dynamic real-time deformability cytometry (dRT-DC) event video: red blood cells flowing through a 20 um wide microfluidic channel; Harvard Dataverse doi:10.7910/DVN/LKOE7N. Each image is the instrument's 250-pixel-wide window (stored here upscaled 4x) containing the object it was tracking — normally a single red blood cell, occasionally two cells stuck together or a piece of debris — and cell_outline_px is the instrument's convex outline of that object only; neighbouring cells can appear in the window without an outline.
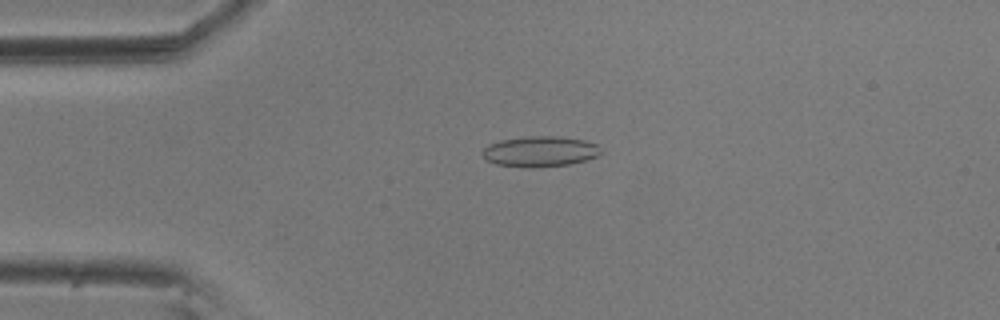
{"species": "common noctule bat (a hibernating species)", "species_latin": "Nyctalus noctula", "temperature_condition": "room temperature", "stored_images_in_passage": 56, "camera_frame_rate_fps": 3000, "um_per_image_px": 0.085, "animal": {"sex": "male", "body_mass_g": 20.5, "forearm_length_mm": 52.5}, "frame": {"image": 1, "passage_image": 13, "time_ms": 4.0, "image_size_px": [1000, 320], "cell_outline_px": [[604, 152], [596, 156], [584, 160], [568, 164], [532, 168], [524, 168], [496, 164], [488, 160], [480, 152], [488, 144], [500, 140], [524, 136], [556, 136], [584, 140], [596, 144]], "centroid_in_image_um": [45.87, 12.87], "position_along_channel_um": 39.1, "area_um2": 21.15}}
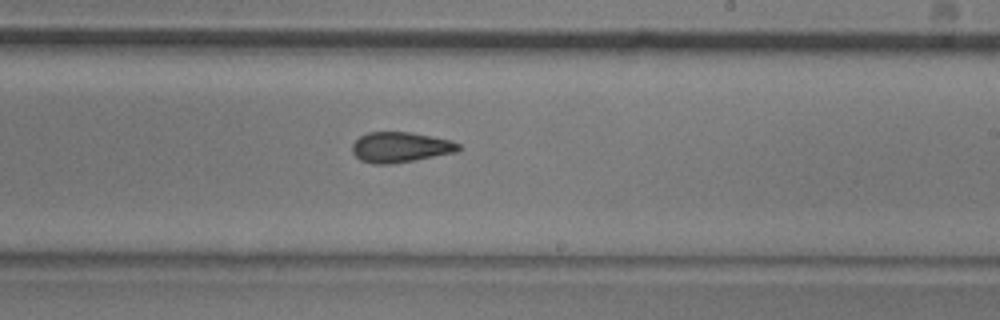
{"frame": {"image": 2, "passage_image": 33, "time_ms": 10.667, "image_size_px": [1000, 320], "cell_outline_px": [[460, 148], [456, 152], [392, 164], [372, 164], [360, 160], [352, 152], [352, 144], [360, 136], [368, 132], [408, 132], [452, 140], [460, 144]], "centroid_in_image_um": [34.01, 12.51], "position_along_channel_um": 255.0, "area_um2": 18.73}}
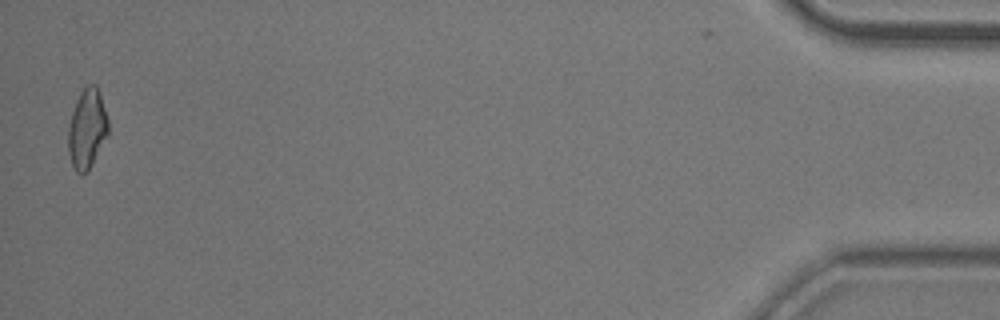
{"frame": {"image": 3, "passage_image": 55, "time_ms": 18.0, "image_size_px": [1000, 320], "cell_outline_px": [[108, 136], [88, 172], [76, 172], [72, 164], [68, 152], [68, 128], [72, 112], [76, 100], [80, 92], [88, 84], [96, 84], [108, 120]], "centroid_in_image_um": [7.4, 10.96], "position_along_channel_um": 427.8, "area_um2": 18.5}, "authors_computed_cell_mechanics": {"area_um2": 19.2474, "velocity_mm_per_s": 3.62, "shape_relaxation_time_tau1_ms": null, "shape_relaxation_time_tau2_ms": 2.4074, "deformation_change_tau1": null, "deformation_change_tau2": 0.1114}}